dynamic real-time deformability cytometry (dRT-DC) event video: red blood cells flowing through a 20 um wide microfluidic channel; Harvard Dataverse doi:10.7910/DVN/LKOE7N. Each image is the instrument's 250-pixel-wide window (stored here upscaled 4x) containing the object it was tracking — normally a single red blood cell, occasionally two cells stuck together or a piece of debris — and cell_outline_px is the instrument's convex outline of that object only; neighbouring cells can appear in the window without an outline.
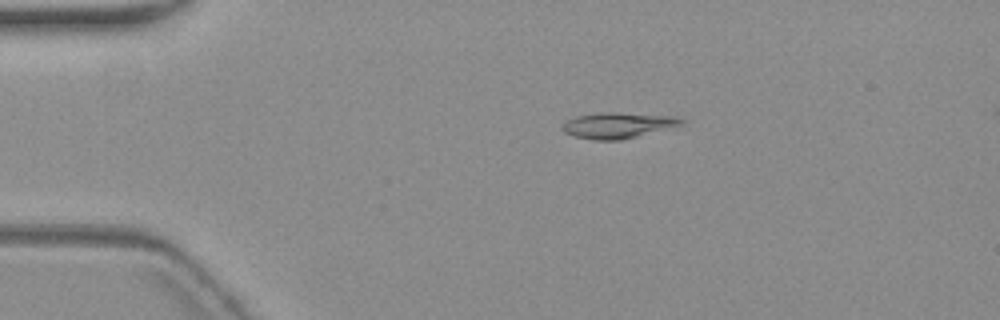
{"species": "common noctule bat (a hibernating species)", "species_latin": "Nyctalus noctula", "temperature_condition": "warm", "stored_images_in_passage": 9, "camera_frame_rate_fps": 3000, "um_per_image_px": 0.085, "animal": {"sex": "female", "body_mass_g": 19.3, "forearm_length_mm": 54.1}, "frame": {"image": 1, "passage_image": 2, "time_ms": 1.333, "image_size_px": [1000, 320], "cell_outline_px": [[684, 124], [620, 140], [592, 140], [572, 136], [564, 132], [564, 124], [568, 120], [576, 116], [604, 112], [616, 112], [668, 116], [684, 120]], "centroid_in_image_um": [52.47, 10.66], "position_along_channel_um": 32.5, "area_um2": 17.46}}
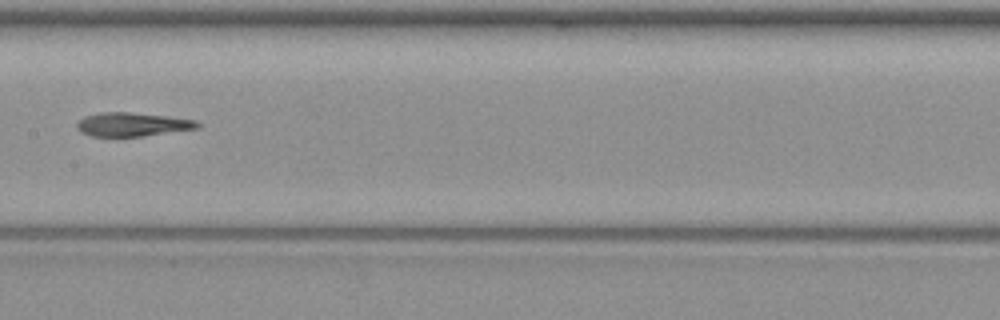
{"frame": {"image": 2, "passage_image": 7, "time_ms": 7.333, "image_size_px": [1000, 320], "cell_outline_px": [[200, 128], [144, 136], [92, 136], [80, 132], [76, 128], [76, 124], [84, 116], [100, 112], [128, 112], [168, 116], [196, 120], [200, 124]], "centroid_in_image_um": [11.25, 10.57], "position_along_channel_um": 196.1, "area_um2": 16.76}}
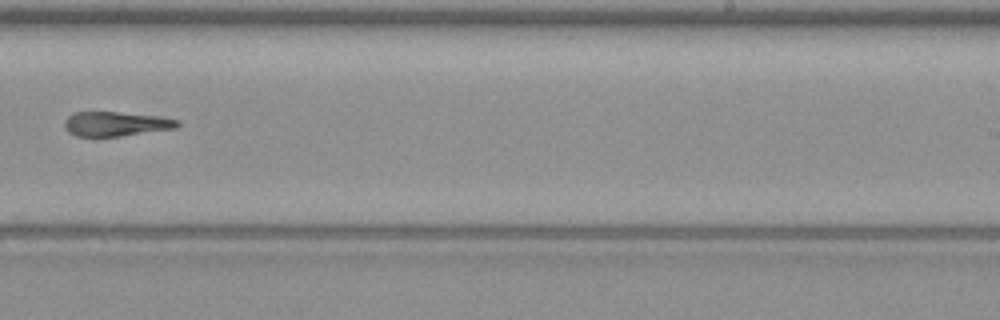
{"frame": {"image": 3, "passage_image": 9, "time_ms": 9.667, "image_size_px": [1000, 320], "cell_outline_px": [[180, 124], [176, 128], [120, 136], [76, 136], [68, 132], [64, 128], [64, 120], [68, 116], [76, 112], [116, 112], [160, 116], [180, 120]], "centroid_in_image_um": [9.85, 10.53], "position_along_channel_um": 279.2, "area_um2": 16.13}}